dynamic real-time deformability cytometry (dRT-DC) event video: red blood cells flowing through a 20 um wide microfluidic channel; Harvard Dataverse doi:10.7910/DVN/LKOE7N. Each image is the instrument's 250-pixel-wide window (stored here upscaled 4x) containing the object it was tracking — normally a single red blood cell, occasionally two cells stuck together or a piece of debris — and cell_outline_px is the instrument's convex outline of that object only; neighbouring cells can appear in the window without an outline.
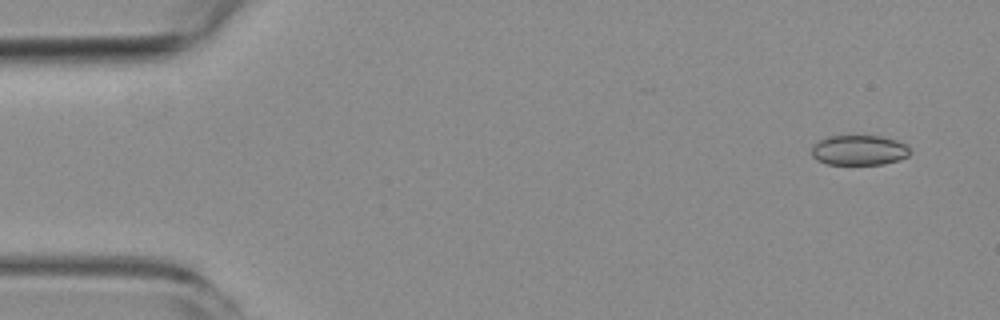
{"species": "common noctule bat (a hibernating species)", "species_latin": "Nyctalus noctula", "temperature_condition": "room temperature", "stored_images_in_passage": 6, "camera_frame_rate_fps": 3000, "um_per_image_px": 0.085, "animal": {"sex": "female", "body_mass_g": 19.3, "forearm_length_mm": 54.1}, "frame": {"image": 1, "passage_image": 1, "time_ms": 0.0, "image_size_px": [1000, 320], "cell_outline_px": [[912, 152], [908, 156], [900, 160], [884, 164], [828, 164], [816, 160], [812, 156], [812, 144], [828, 136], [880, 136], [896, 140], [904, 144]], "centroid_in_image_um": [73.01, 12.77], "position_along_channel_um": 12.0, "area_um2": 17.28}}
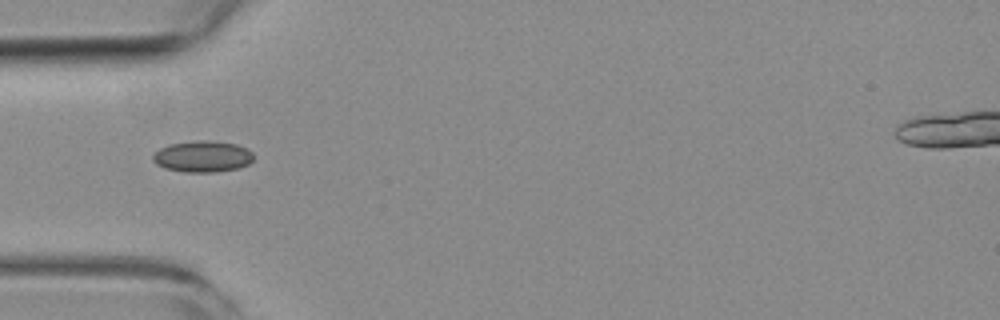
{"frame": {"image": 2, "passage_image": 5, "time_ms": 4.667, "image_size_px": [1000, 320], "cell_outline_px": [[252, 160], [248, 164], [236, 168], [216, 172], [184, 172], [164, 168], [156, 164], [152, 160], [152, 156], [160, 148], [168, 144], [200, 140], [208, 140], [236, 144], [248, 148], [252, 152]], "centroid_in_image_um": [17.2, 13.3], "position_along_channel_um": 67.8, "area_um2": 18.38}}
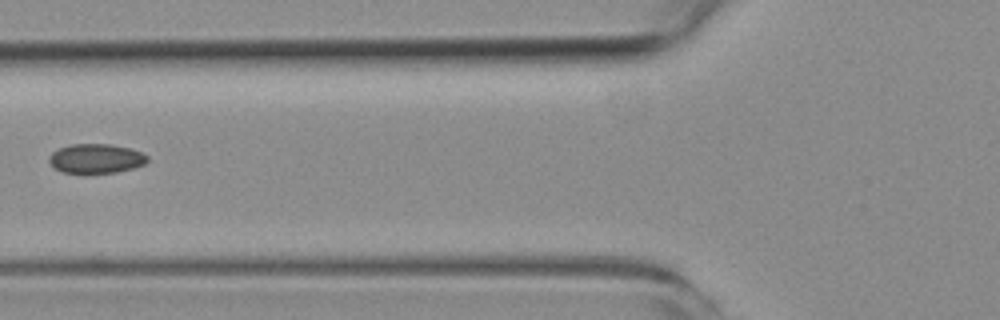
{"frame": {"image": 3, "passage_image": 6, "time_ms": 6.0, "image_size_px": [1000, 320], "cell_outline_px": [[148, 160], [144, 164], [132, 168], [116, 172], [64, 172], [56, 168], [48, 160], [48, 156], [52, 152], [60, 148], [72, 144], [112, 144], [132, 148], [148, 156]], "centroid_in_image_um": [8.18, 13.45], "position_along_channel_um": 117.6, "area_um2": 16.59}}